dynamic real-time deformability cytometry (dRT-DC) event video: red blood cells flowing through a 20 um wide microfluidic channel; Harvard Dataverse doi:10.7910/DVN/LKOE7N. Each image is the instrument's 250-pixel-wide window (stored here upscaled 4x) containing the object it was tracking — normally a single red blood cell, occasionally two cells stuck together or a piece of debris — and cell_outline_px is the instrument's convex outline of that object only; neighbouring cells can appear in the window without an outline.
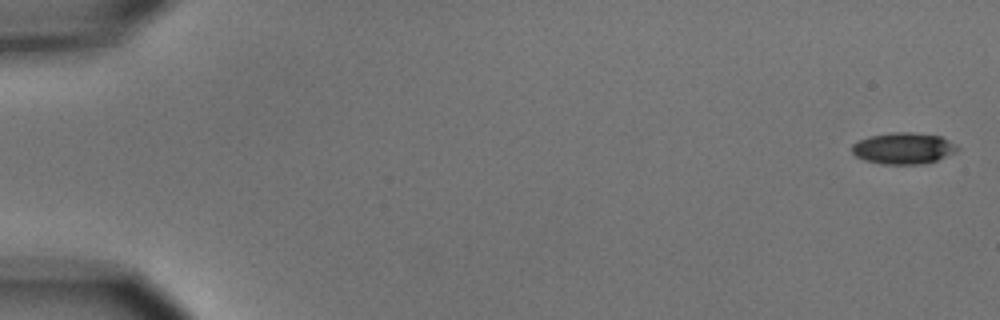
{"species": "common noctule bat (a hibernating species)", "species_latin": "Nyctalus noctula", "temperature_condition": "cold", "stored_images_in_passage": 8, "camera_frame_rate_fps": 3000, "um_per_image_px": 0.085, "animal": {"sex": "male", "body_mass_g": 15.6}, "frame": {"image": 1, "passage_image": 1, "time_ms": 0.0, "image_size_px": [1000, 320], "cell_outline_px": [[960, 148], [936, 160], [924, 164], [884, 164], [864, 160], [856, 156], [852, 152], [852, 144], [860, 140], [872, 136], [896, 132], [912, 132], [940, 136], [948, 140]], "centroid_in_image_um": [76.76, 12.61], "position_along_channel_um": 8.2, "area_um2": 18.9}}
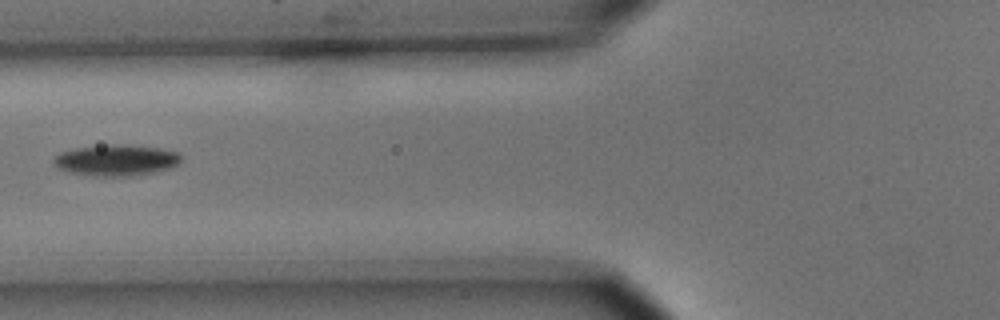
{"frame": {"image": 2, "passage_image": 7, "time_ms": 7.0, "image_size_px": [1000, 320], "cell_outline_px": [[184, 156], [172, 168], [156, 172], [136, 176], [92, 176], [68, 172], [52, 164], [52, 160], [60, 152], [76, 148], [108, 144], [120, 144], [160, 148], [180, 152]], "centroid_in_image_um": [9.91, 13.62], "position_along_channel_um": 115.9, "area_um2": 23.47}}
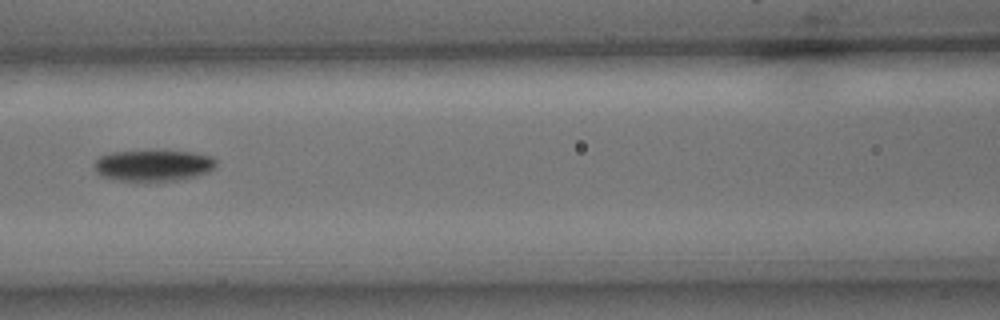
{"frame": {"image": 3, "passage_image": 8, "time_ms": 8.0, "image_size_px": [1000, 320], "cell_outline_px": [[216, 168], [208, 172], [196, 176], [176, 180], [120, 180], [100, 176], [96, 172], [92, 164], [100, 156], [112, 152], [152, 148], [192, 152], [212, 156], [216, 160]], "centroid_in_image_um": [13.03, 14.01], "position_along_channel_um": 153.6, "area_um2": 22.95}}